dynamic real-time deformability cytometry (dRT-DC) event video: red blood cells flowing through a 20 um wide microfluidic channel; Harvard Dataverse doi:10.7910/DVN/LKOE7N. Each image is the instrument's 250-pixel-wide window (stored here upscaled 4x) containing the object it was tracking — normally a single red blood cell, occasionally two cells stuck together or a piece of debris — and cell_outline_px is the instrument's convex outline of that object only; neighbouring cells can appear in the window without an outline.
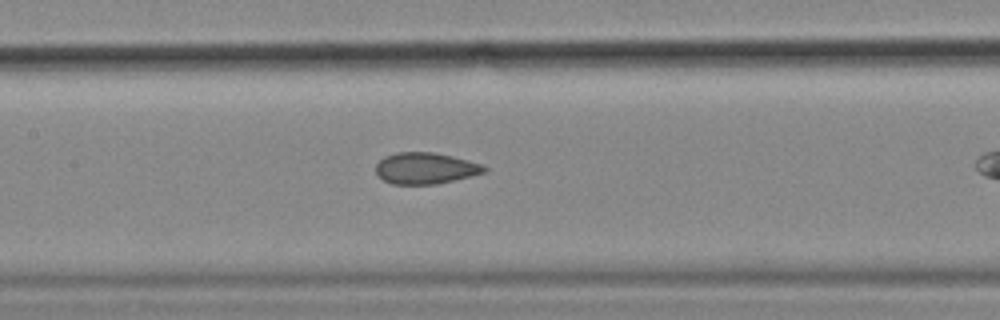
{"species": "common noctule bat (a hibernating species)", "species_latin": "Nyctalus noctula", "temperature_condition": "cold", "stored_images_in_passage": 34, "camera_frame_rate_fps": 3000, "um_per_image_px": 0.085, "animal": {"sex": "female", "body_mass_g": 18.4}, "frame": {"image": 1, "passage_image": 15, "time_ms": 4.667, "image_size_px": [1000, 320], "cell_outline_px": [[488, 168], [484, 172], [436, 184], [392, 184], [384, 180], [376, 172], [376, 164], [384, 156], [396, 152], [432, 152], [452, 156], [484, 164]], "centroid_in_image_um": [36.15, 14.29], "position_along_channel_um": 171.3, "area_um2": 19.65}}